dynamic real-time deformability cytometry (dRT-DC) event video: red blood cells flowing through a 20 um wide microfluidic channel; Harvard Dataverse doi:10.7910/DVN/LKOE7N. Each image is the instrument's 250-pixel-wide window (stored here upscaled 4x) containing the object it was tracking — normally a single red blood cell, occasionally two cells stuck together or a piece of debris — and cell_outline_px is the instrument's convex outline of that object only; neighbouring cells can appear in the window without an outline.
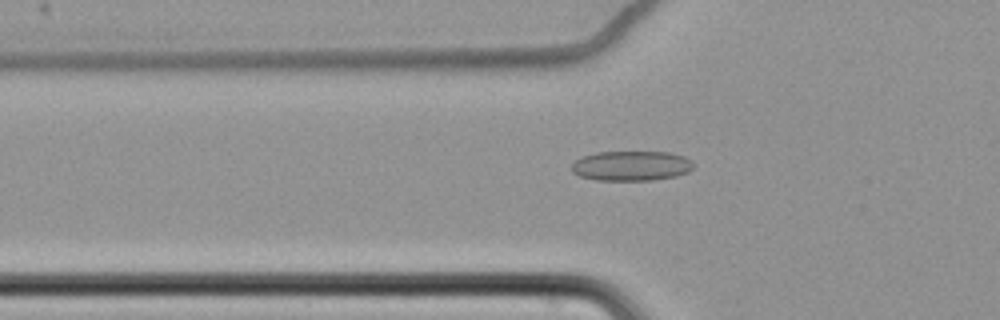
{"species": "common noctule bat (a hibernating species)", "species_latin": "Nyctalus noctula", "temperature_condition": "cold", "stored_images_in_passage": 37, "camera_frame_rate_fps": 3000, "um_per_image_px": 0.085, "animal": {"sex": "female", "body_mass_g": 22.7, "forearm_length_mm": 54.2}, "frame": {"image": 1, "passage_image": 2, "time_ms": 0.333, "image_size_px": [1000, 320], "cell_outline_px": [[692, 168], [688, 172], [676, 176], [652, 180], [596, 180], [580, 176], [572, 172], [572, 164], [580, 156], [596, 152], [668, 152], [684, 156], [692, 160]], "centroid_in_image_um": [53.65, 14.09], "position_along_channel_um": 72.2, "area_um2": 21.27}}
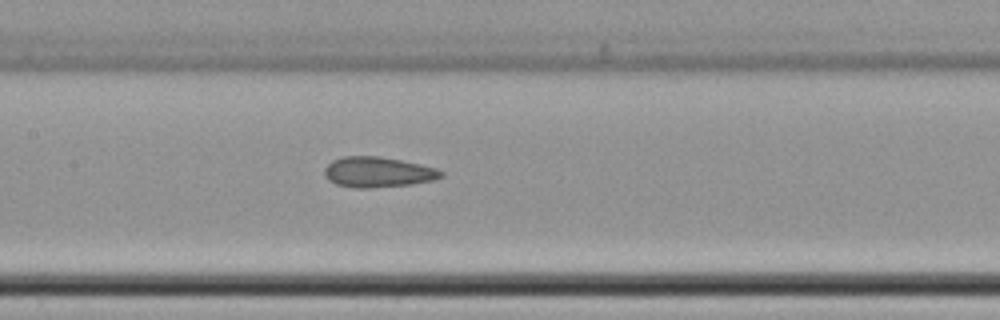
{"frame": {"image": 2, "passage_image": 11, "time_ms": 3.333, "image_size_px": [1000, 320], "cell_outline_px": [[444, 176], [432, 180], [412, 184], [368, 188], [352, 188], [336, 184], [328, 180], [324, 176], [324, 168], [332, 160], [344, 156], [380, 156], [420, 164], [436, 168], [444, 172]], "centroid_in_image_um": [32.09, 14.63], "position_along_channel_um": 175.3, "area_um2": 20.75}}
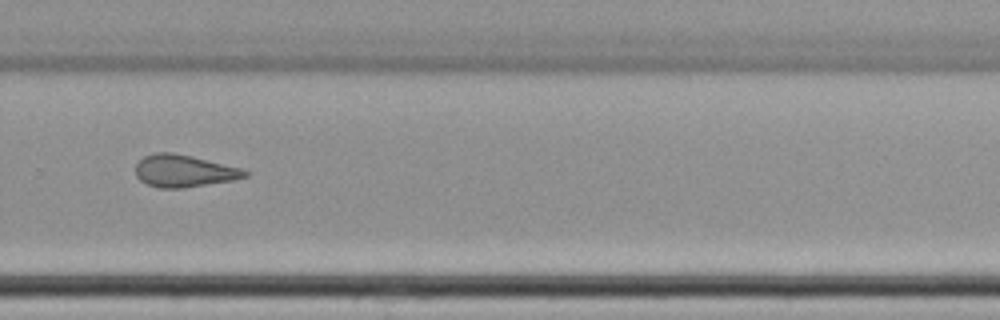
{"frame": {"image": 3, "passage_image": 23, "time_ms": 7.333, "image_size_px": [1000, 320], "cell_outline_px": [[248, 176], [232, 180], [184, 188], [160, 188], [148, 184], [140, 180], [136, 176], [136, 164], [144, 156], [156, 152], [172, 152], [192, 156], [244, 168], [248, 172]], "centroid_in_image_um": [15.65, 14.52], "position_along_channel_um": 314.1, "area_um2": 20.58}, "authors_computed_cell_mechanics": {"area_um2": 20.1722, "velocity_mm_per_s": 3.4828, "shape_relaxation_time_tau1_ms": null, "shape_relaxation_time_tau2_ms": 3.1967, "deformation_change_tau1": null, "deformation_change_tau2": 0.0999}}